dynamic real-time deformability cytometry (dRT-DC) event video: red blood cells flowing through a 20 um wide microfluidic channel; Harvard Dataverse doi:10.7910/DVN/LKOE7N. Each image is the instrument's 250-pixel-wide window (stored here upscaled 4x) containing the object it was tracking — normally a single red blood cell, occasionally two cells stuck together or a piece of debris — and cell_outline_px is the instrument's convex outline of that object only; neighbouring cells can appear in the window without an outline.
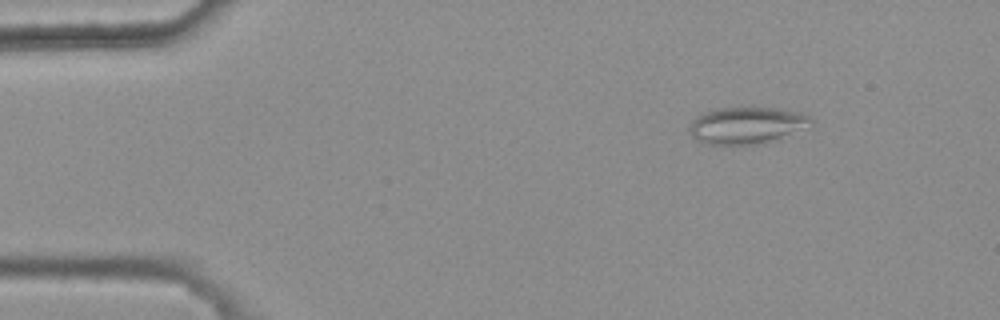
{"species": "common noctule bat (a hibernating species)", "species_latin": "Nyctalus noctula", "temperature_condition": "warm", "stored_images_in_passage": 3, "camera_frame_rate_fps": 3000, "um_per_image_px": 0.085, "animal": {"sex": "female", "body_mass_g": 25.1}, "frame": {"image": 1, "passage_image": 1, "time_ms": 0.0, "image_size_px": [1000, 320], "cell_outline_px": [[812, 120], [764, 144], [704, 144], [696, 140], [688, 132], [688, 128], [692, 120], [696, 116], [704, 112], [720, 108], [780, 108], [804, 112]], "centroid_in_image_um": [63.31, 10.64], "position_along_channel_um": 21.7, "area_um2": 25.37}}